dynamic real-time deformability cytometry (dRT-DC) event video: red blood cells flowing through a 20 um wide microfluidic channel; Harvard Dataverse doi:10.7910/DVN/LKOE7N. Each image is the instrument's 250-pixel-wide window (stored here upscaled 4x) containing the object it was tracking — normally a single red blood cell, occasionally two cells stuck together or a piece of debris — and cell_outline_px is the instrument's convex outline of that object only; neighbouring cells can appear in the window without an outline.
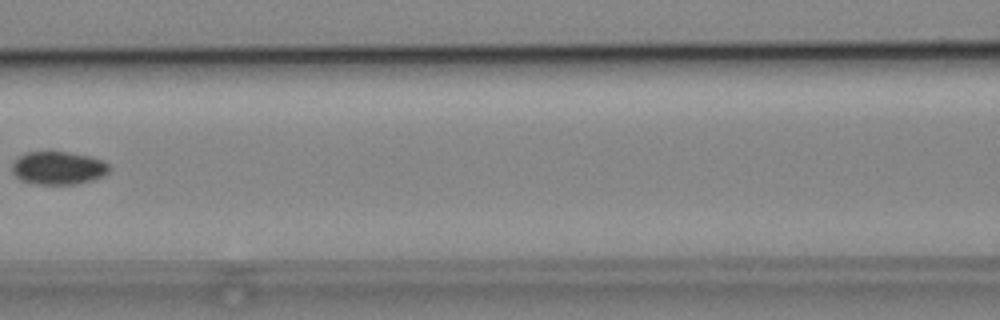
{"species": "common noctule bat (a hibernating species)", "species_latin": "Nyctalus noctula", "temperature_condition": "cold", "stored_images_in_passage": 4, "camera_frame_rate_fps": 3000, "um_per_image_px": 0.085, "animal": {"sex": "male", "body_mass_g": 19.2, "forearm_length_mm": 51.8}, "frame": {"image": 1, "passage_image": 3, "time_ms": 2.333, "image_size_px": [1000, 320], "cell_outline_px": [[112, 168], [104, 176], [92, 180], [76, 184], [36, 184], [20, 180], [12, 172], [12, 164], [20, 156], [28, 152], [68, 152], [88, 156], [104, 160]], "centroid_in_image_um": [4.98, 14.29], "position_along_channel_um": 161.6, "area_um2": 18.73}}
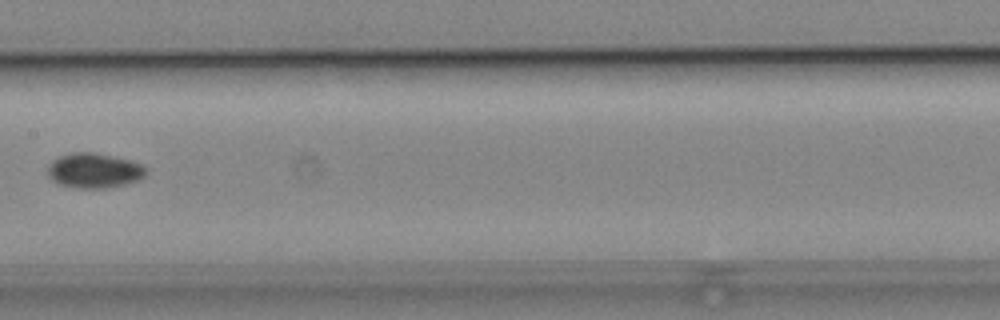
{"frame": {"image": 2, "passage_image": 4, "time_ms": 3.333, "image_size_px": [1000, 320], "cell_outline_px": [[144, 176], [136, 180], [124, 184], [104, 188], [80, 188], [60, 184], [52, 180], [48, 176], [48, 168], [52, 160], [60, 156], [72, 152], [96, 152], [128, 160], [140, 164], [144, 168]], "centroid_in_image_um": [7.94, 14.49], "position_along_channel_um": 199.5, "area_um2": 19.59}}